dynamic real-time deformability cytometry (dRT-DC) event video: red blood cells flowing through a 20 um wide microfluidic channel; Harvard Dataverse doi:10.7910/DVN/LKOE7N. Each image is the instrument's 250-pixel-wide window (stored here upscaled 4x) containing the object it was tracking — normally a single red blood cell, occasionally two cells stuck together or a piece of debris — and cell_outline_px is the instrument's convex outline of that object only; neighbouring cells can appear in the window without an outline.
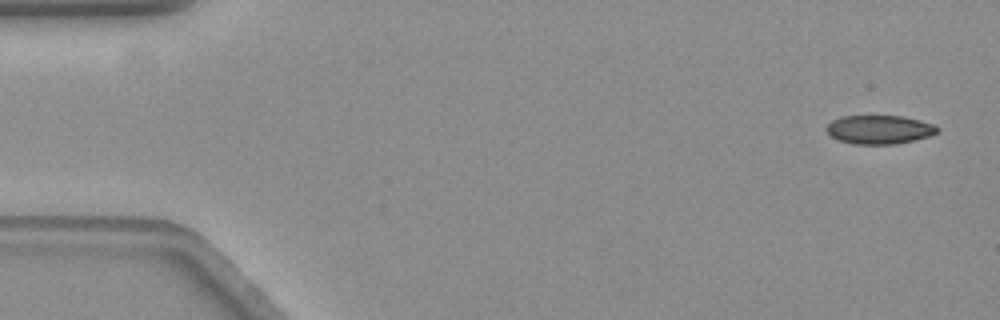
{"species": "common noctule bat (a hibernating species)", "species_latin": "Nyctalus noctula", "temperature_condition": "warm", "stored_images_in_passage": 14, "camera_frame_rate_fps": 3000, "um_per_image_px": 0.085, "animal": {"sex": "female", "body_mass_g": 19.3, "forearm_length_mm": 54.1}, "frame": {"image": 1, "passage_image": 1, "time_ms": 0.0, "image_size_px": [1000, 320], "cell_outline_px": [[940, 128], [936, 132], [928, 136], [896, 144], [856, 144], [840, 140], [832, 136], [828, 132], [828, 124], [832, 120], [844, 116], [900, 116], [920, 120], [932, 124]], "centroid_in_image_um": [74.75, 11.01], "position_along_channel_um": 10.2, "area_um2": 18.15}}